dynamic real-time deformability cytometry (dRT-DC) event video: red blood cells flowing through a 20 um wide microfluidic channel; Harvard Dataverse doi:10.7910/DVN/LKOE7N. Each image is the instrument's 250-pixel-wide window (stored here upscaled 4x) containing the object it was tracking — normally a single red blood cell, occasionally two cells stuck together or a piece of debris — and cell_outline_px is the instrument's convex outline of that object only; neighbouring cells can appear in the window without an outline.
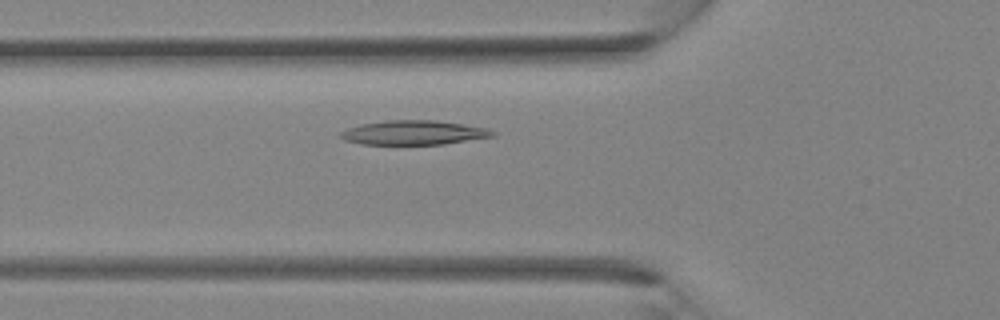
{"species": "Egyptian fruit bat (a non-hibernating species)", "species_latin": "Rousettus aegyptiacus", "temperature_condition": "room temperature", "stored_images_in_passage": 32, "camera_frame_rate_fps": 3000, "um_per_image_px": 0.085, "animal": {"sex": "female"}, "frame": {"image": 1, "passage_image": 9, "time_ms": 2.667, "image_size_px": [1000, 320], "cell_outline_px": [[496, 136], [444, 144], [360, 144], [344, 140], [340, 136], [340, 132], [348, 128], [360, 124], [388, 120], [436, 120], [484, 128], [496, 132]], "centroid_in_image_um": [35.14, 11.28], "position_along_channel_um": 90.7, "area_um2": 21.39}}
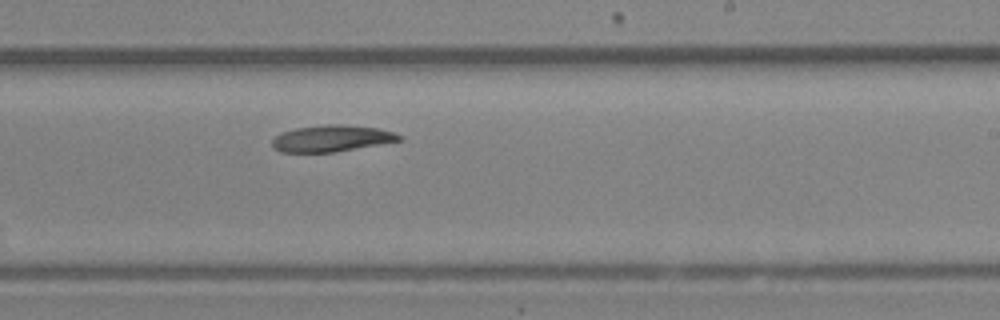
{"frame": {"image": 2, "passage_image": 18, "time_ms": 5.667, "image_size_px": [1000, 320], "cell_outline_px": [[404, 140], [332, 152], [280, 152], [272, 148], [272, 140], [280, 132], [296, 128], [324, 124], [340, 124], [376, 128], [396, 132], [404, 136]], "centroid_in_image_um": [28.2, 11.76], "position_along_channel_um": 260.8, "area_um2": 19.71}}
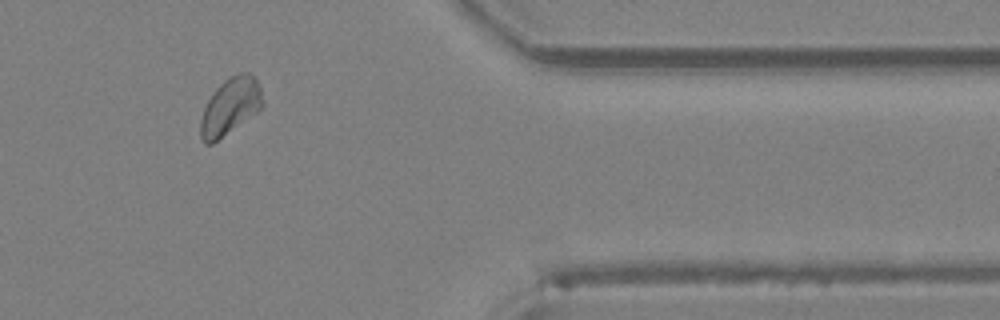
{"frame": {"image": 3, "passage_image": 26, "time_ms": 8.333, "image_size_px": [1000, 320], "cell_outline_px": [[264, 104], [256, 112], [212, 144], [204, 144], [200, 136], [200, 120], [204, 108], [208, 100], [216, 88], [224, 80], [240, 72], [248, 72], [256, 80], [260, 88]], "centroid_in_image_um": [19.55, 9.05], "position_along_channel_um": 391.9, "area_um2": 20.17}}